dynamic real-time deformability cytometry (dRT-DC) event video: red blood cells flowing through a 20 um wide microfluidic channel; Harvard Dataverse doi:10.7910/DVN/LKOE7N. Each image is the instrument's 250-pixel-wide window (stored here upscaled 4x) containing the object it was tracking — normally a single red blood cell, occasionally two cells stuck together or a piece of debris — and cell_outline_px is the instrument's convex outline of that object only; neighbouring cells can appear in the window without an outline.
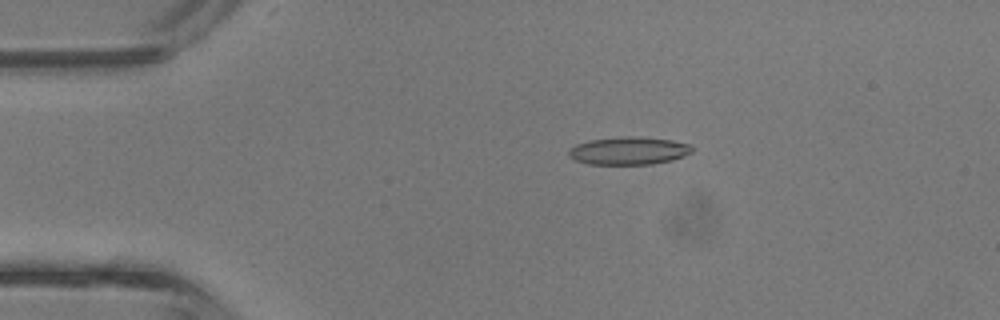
{"species": "common noctule bat (a hibernating species)", "species_latin": "Nyctalus noctula", "temperature_condition": "room temperature", "stored_images_in_passage": 4, "camera_frame_rate_fps": 3000, "um_per_image_px": 0.085, "animal": {"sex": "male", "body_mass_g": 13.3}, "frame": {"image": 1, "passage_image": 2, "time_ms": 0.333, "image_size_px": [1000, 320], "cell_outline_px": [[692, 152], [684, 156], [672, 160], [652, 164], [588, 164], [576, 160], [568, 156], [568, 148], [576, 144], [588, 140], [620, 136], [632, 136], [672, 140], [692, 144]], "centroid_in_image_um": [53.43, 12.8], "position_along_channel_um": 31.6, "area_um2": 20.17}}